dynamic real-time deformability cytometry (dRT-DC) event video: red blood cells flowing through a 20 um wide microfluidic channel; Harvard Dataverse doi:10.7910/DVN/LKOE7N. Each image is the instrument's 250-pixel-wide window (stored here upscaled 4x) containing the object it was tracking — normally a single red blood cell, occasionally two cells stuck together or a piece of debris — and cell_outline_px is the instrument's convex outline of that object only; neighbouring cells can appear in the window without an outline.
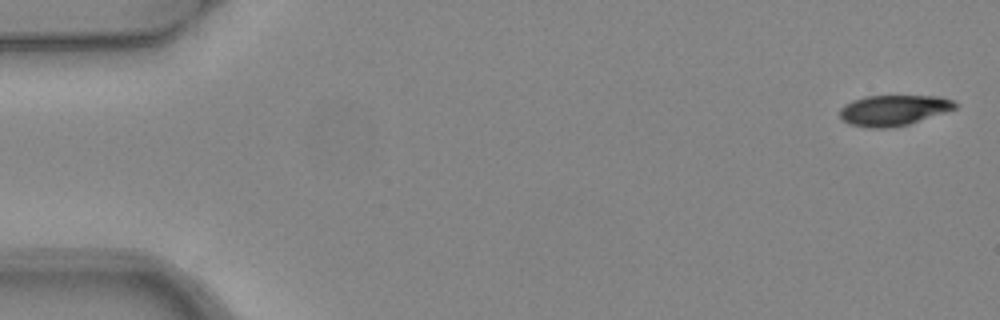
{"species": "common noctule bat (a hibernating species)", "species_latin": "Nyctalus noctula", "temperature_condition": "warm", "stored_images_in_passage": 5, "camera_frame_rate_fps": 3000, "um_per_image_px": 0.085, "animal": {"sex": "female", "body_mass_g": 24.6, "forearm_length_mm": 56.2}, "frame": {"image": 1, "passage_image": 1, "time_ms": 0.0, "image_size_px": [1000, 320], "cell_outline_px": [[960, 104], [956, 108], [908, 124], [892, 128], [868, 128], [848, 124], [840, 116], [840, 108], [844, 104], [852, 100], [864, 96], [940, 96], [952, 100]], "centroid_in_image_um": [75.93, 9.37], "position_along_channel_um": 9.1, "area_um2": 20.63}}
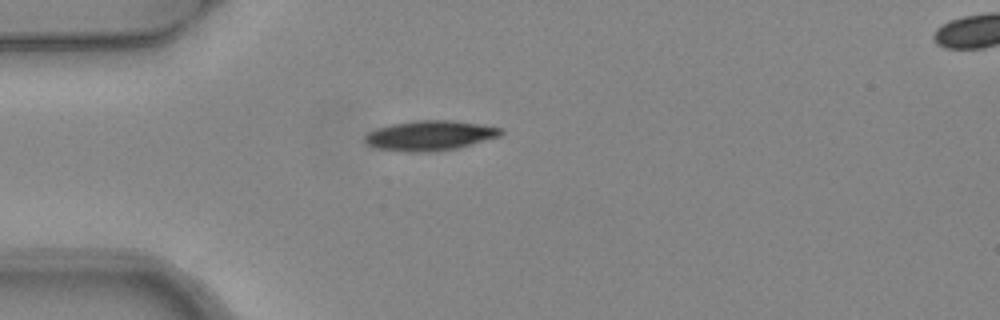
{"frame": {"image": 2, "passage_image": 4, "time_ms": 1.0, "image_size_px": [1000, 320], "cell_outline_px": [[504, 132], [500, 136], [472, 144], [456, 148], [432, 152], [404, 152], [376, 148], [364, 144], [364, 136], [368, 132], [376, 128], [388, 124], [416, 120], [452, 120], [504, 128]], "centroid_in_image_um": [36.49, 11.52], "position_along_channel_um": 48.5, "area_um2": 24.04}}